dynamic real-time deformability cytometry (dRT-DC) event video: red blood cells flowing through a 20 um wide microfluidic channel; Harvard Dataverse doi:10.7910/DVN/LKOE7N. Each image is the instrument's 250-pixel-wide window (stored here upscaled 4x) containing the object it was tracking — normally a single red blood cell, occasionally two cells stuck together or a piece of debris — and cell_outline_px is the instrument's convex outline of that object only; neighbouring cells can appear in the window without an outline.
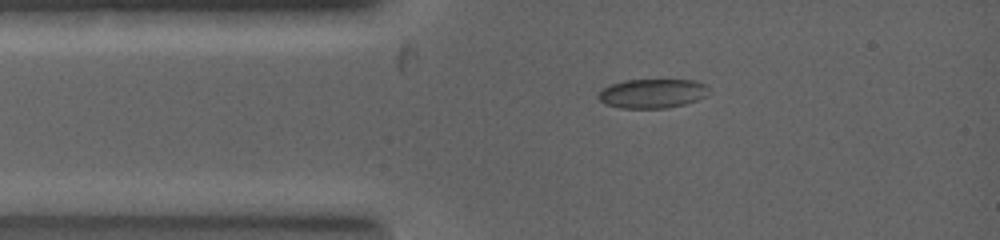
{"species": "common noctule bat (a hibernating species)", "species_latin": "Nyctalus noctula", "temperature_condition": "warm", "stored_images_in_passage": 9, "camera_frame_rate_fps": 5000, "um_per_image_px": 0.085, "animal": {"sex": "female", "body_mass_g": 19.0, "forearm_length_mm": 53.3}, "frame": {"image": 1, "passage_image": 1, "time_ms": 0.0, "image_size_px": [1000, 240], "cell_outline_px": [[708, 88], [704, 96], [696, 100], [684, 104], [664, 108], [620, 108], [608, 104], [600, 100], [596, 96], [604, 88], [612, 84], [624, 80], [696, 80], [704, 84]], "centroid_in_image_um": [55.43, 7.94], "position_along_channel_um": 29.6, "area_um2": 18.5}}
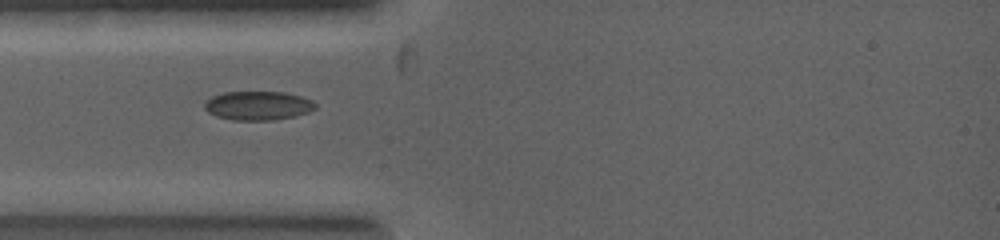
{"frame": {"image": 2, "passage_image": 4, "time_ms": 0.8, "image_size_px": [1000, 240], "cell_outline_px": [[316, 108], [308, 112], [296, 116], [272, 120], [232, 120], [216, 116], [208, 112], [204, 108], [204, 104], [212, 96], [224, 92], [284, 92], [300, 96], [312, 100], [316, 104]], "centroid_in_image_um": [21.93, 8.98], "position_along_channel_um": 63.1, "area_um2": 18.67}}